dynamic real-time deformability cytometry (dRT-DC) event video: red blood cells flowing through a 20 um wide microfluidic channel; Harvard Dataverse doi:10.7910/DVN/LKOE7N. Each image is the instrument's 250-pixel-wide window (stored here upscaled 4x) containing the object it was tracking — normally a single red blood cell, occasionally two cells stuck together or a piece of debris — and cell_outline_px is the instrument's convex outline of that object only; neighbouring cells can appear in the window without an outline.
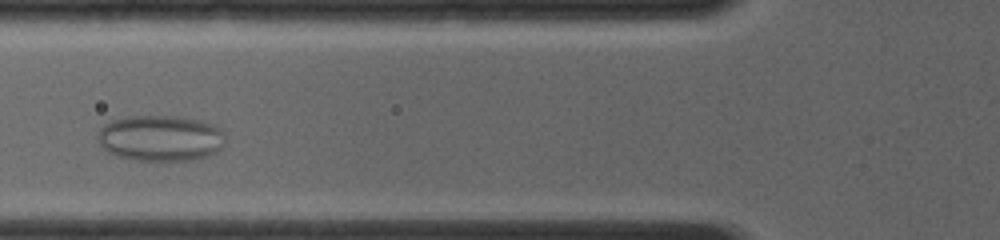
{"species": "common noctule bat (a hibernating species)", "species_latin": "Nyctalus noctula", "temperature_condition": "room temperature", "stored_images_in_passage": 26, "camera_frame_rate_fps": 4000, "um_per_image_px": 0.085, "animal": {"sex": "female", "body_mass_g": 19.0, "forearm_length_mm": 56.7}, "frame": {"image": 1, "passage_image": 8, "time_ms": 3.25, "image_size_px": [1000, 240], "cell_outline_px": [[224, 144], [216, 152], [192, 160], [132, 160], [108, 152], [96, 140], [96, 132], [104, 124], [112, 120], [128, 116], [176, 116], [200, 120], [212, 124], [220, 128], [224, 132]], "centroid_in_image_um": [13.61, 11.73], "position_along_channel_um": 112.2, "area_um2": 34.28}}
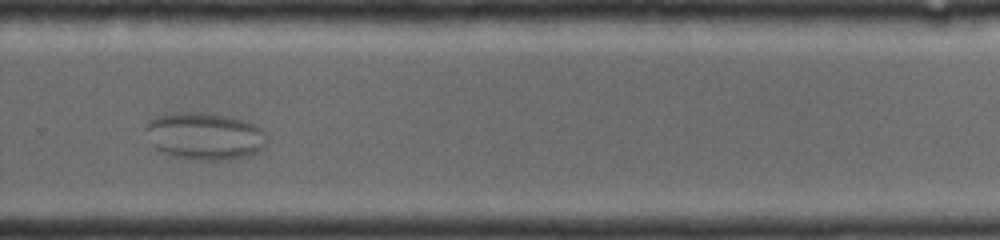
{"frame": {"image": 2, "passage_image": 19, "time_ms": 8.25, "image_size_px": [1000, 240], "cell_outline_px": [[268, 140], [264, 148], [260, 152], [248, 156], [228, 160], [192, 160], [176, 156], [164, 152], [156, 148], [152, 144], [144, 128], [148, 120], [156, 116], [168, 112], [200, 112], [228, 116], [252, 124], [260, 128], [268, 136]], "centroid_in_image_um": [17.41, 11.57], "position_along_channel_um": 312.4, "area_um2": 33.7}}